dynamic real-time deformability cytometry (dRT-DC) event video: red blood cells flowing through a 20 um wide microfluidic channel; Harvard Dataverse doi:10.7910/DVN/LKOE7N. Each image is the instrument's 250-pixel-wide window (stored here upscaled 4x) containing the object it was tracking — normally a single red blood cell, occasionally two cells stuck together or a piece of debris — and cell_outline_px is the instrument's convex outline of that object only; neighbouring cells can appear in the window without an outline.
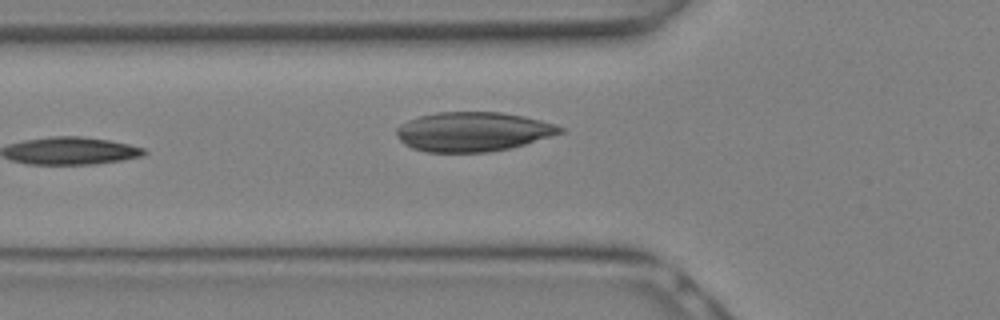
{"species": "Egyptian fruit bat (a non-hibernating species)", "species_latin": "Rousettus aegyptiacus", "temperature_condition": "warm", "stored_images_in_passage": 6, "camera_frame_rate_fps": 3000, "um_per_image_px": 0.085, "animal": {"sex": "female"}, "frame": {"image": 1, "passage_image": 6, "time_ms": 1.667, "image_size_px": [1000, 320], "cell_outline_px": [[564, 132], [512, 148], [488, 152], [428, 152], [412, 148], [404, 144], [400, 140], [396, 132], [396, 128], [400, 124], [408, 120], [420, 116], [436, 112], [500, 112], [524, 116], [556, 124], [564, 128]], "centroid_in_image_um": [40.2, 11.19], "position_along_channel_um": 85.6, "area_um2": 37.63}}